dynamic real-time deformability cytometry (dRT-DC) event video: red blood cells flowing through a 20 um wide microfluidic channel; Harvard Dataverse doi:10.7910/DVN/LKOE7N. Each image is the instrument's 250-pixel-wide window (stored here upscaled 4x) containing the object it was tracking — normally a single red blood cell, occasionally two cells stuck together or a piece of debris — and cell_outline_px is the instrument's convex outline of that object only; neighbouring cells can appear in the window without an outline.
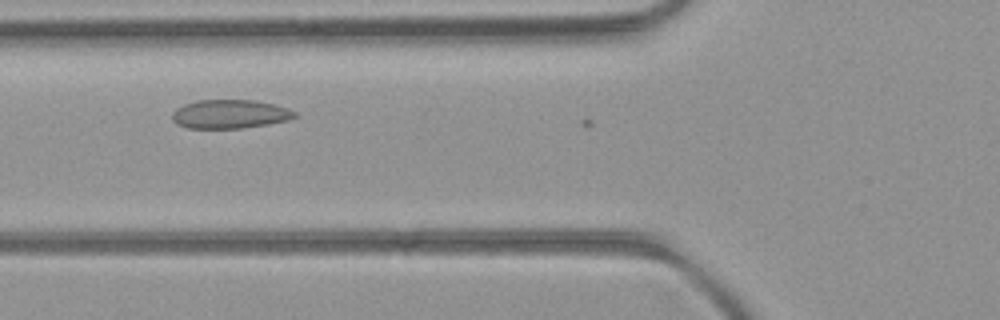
{"species": "common noctule bat (a hibernating species)", "species_latin": "Nyctalus noctula", "temperature_condition": "room temperature", "stored_images_in_passage": 4, "camera_frame_rate_fps": 3000, "um_per_image_px": 0.085, "animal": {"sex": "female", "body_mass_g": 21.9}, "frame": {"image": 1, "passage_image": 3, "time_ms": 0.667, "image_size_px": [1000, 320], "cell_outline_px": [[296, 116], [288, 120], [268, 124], [240, 128], [188, 128], [176, 124], [172, 120], [172, 112], [176, 108], [184, 104], [196, 100], [256, 100], [288, 108], [296, 112]], "centroid_in_image_um": [19.51, 9.69], "position_along_channel_um": 106.3, "area_um2": 20.58}}